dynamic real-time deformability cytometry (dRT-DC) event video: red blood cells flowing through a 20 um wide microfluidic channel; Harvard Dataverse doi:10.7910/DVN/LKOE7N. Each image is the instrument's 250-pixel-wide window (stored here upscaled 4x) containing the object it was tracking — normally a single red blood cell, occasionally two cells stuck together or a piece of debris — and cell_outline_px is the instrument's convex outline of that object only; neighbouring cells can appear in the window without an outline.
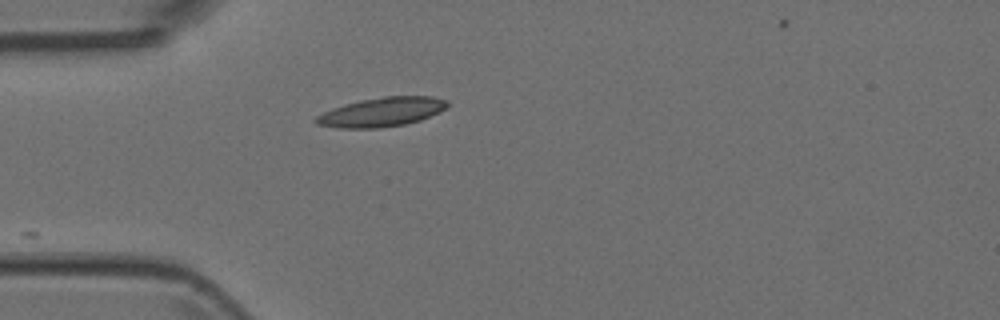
{"species": "Egyptian fruit bat (a non-hibernating species)", "species_latin": "Rousettus aegyptiacus", "temperature_condition": "room temperature", "stored_images_in_passage": 2, "camera_frame_rate_fps": 3000, "um_per_image_px": 0.085, "animal": {"sex": "female"}, "frame": {"image": 1, "passage_image": 2, "time_ms": 0.333, "image_size_px": [1000, 320], "cell_outline_px": [[448, 104], [440, 112], [420, 120], [404, 124], [380, 128], [340, 128], [316, 124], [312, 120], [316, 116], [332, 108], [344, 104], [360, 100], [384, 96], [432, 96], [448, 100]], "centroid_in_image_um": [32.43, 9.52], "position_along_channel_um": 52.6, "area_um2": 22.37}}